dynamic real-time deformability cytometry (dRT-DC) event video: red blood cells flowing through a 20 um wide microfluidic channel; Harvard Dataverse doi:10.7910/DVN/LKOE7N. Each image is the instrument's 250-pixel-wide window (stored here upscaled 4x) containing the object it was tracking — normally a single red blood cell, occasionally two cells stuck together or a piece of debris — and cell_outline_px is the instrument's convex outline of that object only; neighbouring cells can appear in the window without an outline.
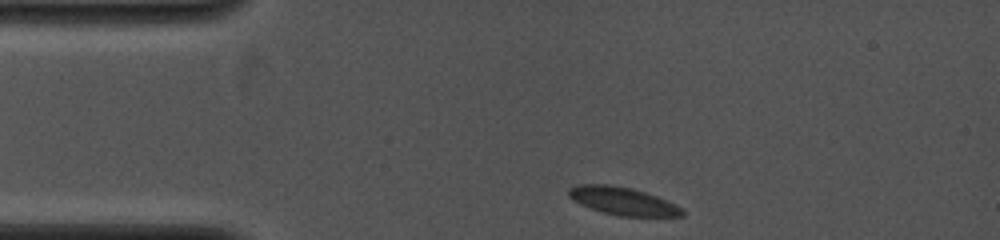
{"species": "common noctule bat (a hibernating species)", "species_latin": "Nyctalus noctula", "temperature_condition": "cold", "stored_images_in_passage": 2, "camera_frame_rate_fps": 4000, "um_per_image_px": 0.085, "animal": {"sex": "female", "body_mass_g": 19.0, "forearm_length_mm": 53.3}, "frame": {"image": 1, "passage_image": 1, "time_ms": 0.0, "image_size_px": [1000, 240], "cell_outline_px": [[684, 216], [620, 216], [604, 212], [580, 204], [572, 200], [568, 196], [568, 188], [580, 184], [612, 184], [632, 188], [656, 196], [680, 208], [684, 212]], "centroid_in_image_um": [52.87, 17.07], "position_along_channel_um": 32.1, "area_um2": 18.15}}